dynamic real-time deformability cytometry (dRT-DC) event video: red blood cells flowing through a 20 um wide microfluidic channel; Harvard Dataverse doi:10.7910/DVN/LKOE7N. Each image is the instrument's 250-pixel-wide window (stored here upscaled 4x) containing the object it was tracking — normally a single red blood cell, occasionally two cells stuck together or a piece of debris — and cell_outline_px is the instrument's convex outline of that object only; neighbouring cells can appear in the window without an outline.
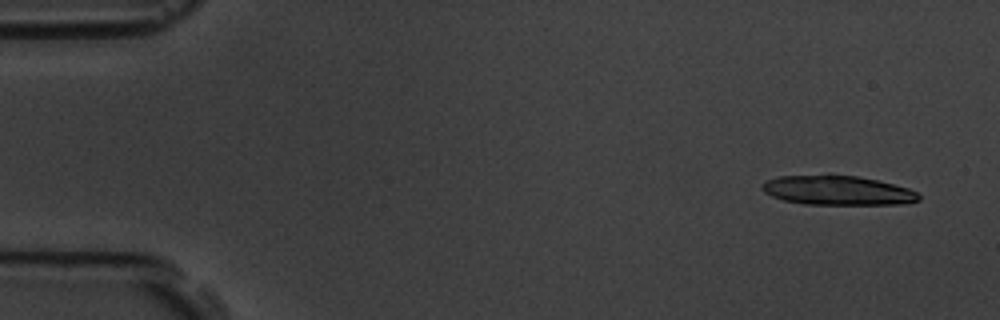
{"species": "common noctule bat (a hibernating species)", "species_latin": "Nyctalus noctula", "temperature_condition": "room temperature", "stored_images_in_passage": 5, "camera_frame_rate_fps": 3000, "um_per_image_px": 0.085, "animal": {"sex": "male", "body_mass_g": 19.5, "forearm_length_mm": 54.6}, "frame": {"image": 1, "passage_image": 1, "time_ms": 0.0, "image_size_px": [1000, 320], "cell_outline_px": [[920, 200], [900, 204], [804, 204], [784, 200], [772, 196], [764, 192], [760, 188], [760, 184], [768, 180], [780, 176], [856, 176], [876, 180], [908, 188], [916, 192], [920, 196]], "centroid_in_image_um": [71.17, 16.2], "position_along_channel_um": 13.8, "area_um2": 26.3}}
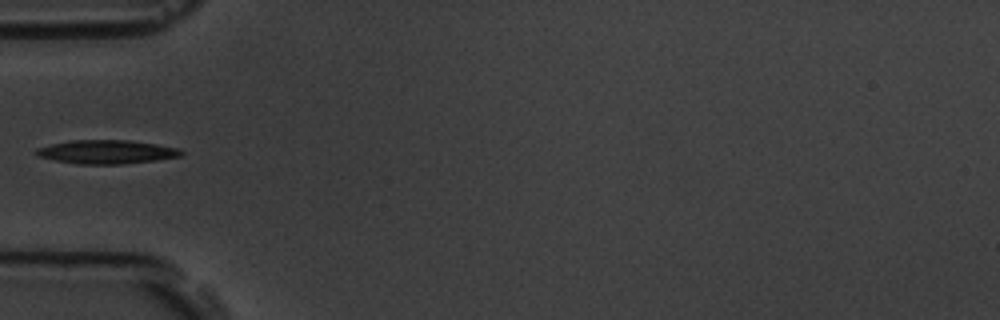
{"frame": {"image": 2, "passage_image": 5, "time_ms": 5.333, "image_size_px": [1000, 320], "cell_outline_px": [[184, 156], [156, 160], [124, 164], [76, 164], [36, 156], [32, 152], [36, 148], [52, 144], [72, 140], [128, 140], [156, 144], [180, 148], [184, 152]], "centroid_in_image_um": [9.07, 12.91], "position_along_channel_um": 75.9, "area_um2": 20.23}}